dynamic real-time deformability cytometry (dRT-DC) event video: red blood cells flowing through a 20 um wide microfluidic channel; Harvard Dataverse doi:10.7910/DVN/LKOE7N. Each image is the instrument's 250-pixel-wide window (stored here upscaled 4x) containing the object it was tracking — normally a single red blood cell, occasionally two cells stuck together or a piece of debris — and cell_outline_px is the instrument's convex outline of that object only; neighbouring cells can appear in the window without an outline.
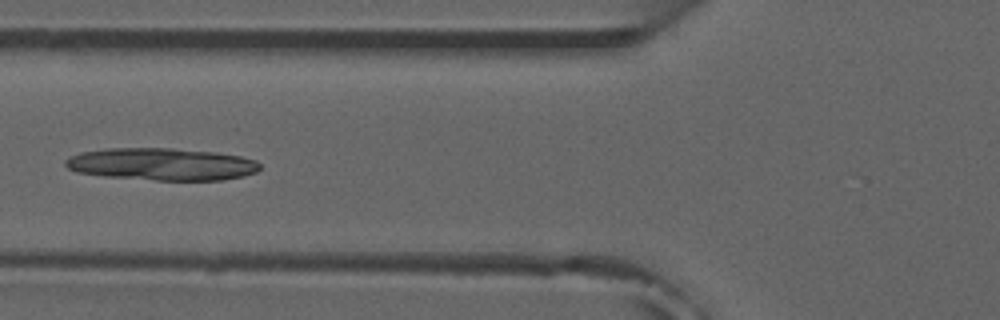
{"species": "common noctule bat (a hibernating species)", "species_latin": "Nyctalus noctula", "temperature_condition": "room temperature", "stored_images_in_passage": 7, "camera_frame_rate_fps": 3000, "um_per_image_px": 0.085, "animal": {"sex": "male", "forearm_length_mm": 52.5}, "frame": {"image": 1, "passage_image": 5, "time_ms": 4.667, "image_size_px": [1000, 320], "cell_outline_px": [[260, 168], [256, 172], [244, 176], [224, 180], [156, 180], [104, 176], [76, 172], [68, 168], [64, 164], [64, 160], [68, 156], [80, 152], [108, 148], [172, 148], [216, 152], [240, 156], [256, 160], [260, 164]], "centroid_in_image_um": [13.73, 13.95], "position_along_channel_um": 112.1, "area_um2": 36.82}}
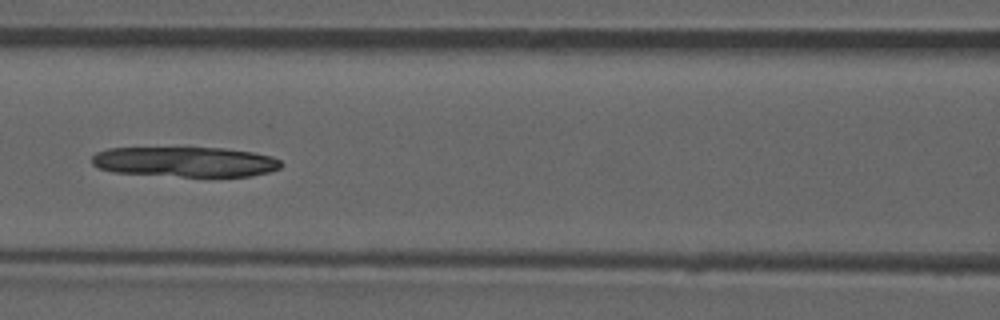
{"frame": {"image": 2, "passage_image": 6, "time_ms": 5.667, "image_size_px": [1000, 320], "cell_outline_px": [[284, 164], [280, 168], [268, 172], [252, 176], [180, 176], [112, 172], [100, 168], [92, 164], [92, 156], [96, 152], [108, 148], [224, 148], [252, 152], [272, 156], [280, 160]], "centroid_in_image_um": [15.76, 13.75], "position_along_channel_um": 150.8, "area_um2": 33.12}}